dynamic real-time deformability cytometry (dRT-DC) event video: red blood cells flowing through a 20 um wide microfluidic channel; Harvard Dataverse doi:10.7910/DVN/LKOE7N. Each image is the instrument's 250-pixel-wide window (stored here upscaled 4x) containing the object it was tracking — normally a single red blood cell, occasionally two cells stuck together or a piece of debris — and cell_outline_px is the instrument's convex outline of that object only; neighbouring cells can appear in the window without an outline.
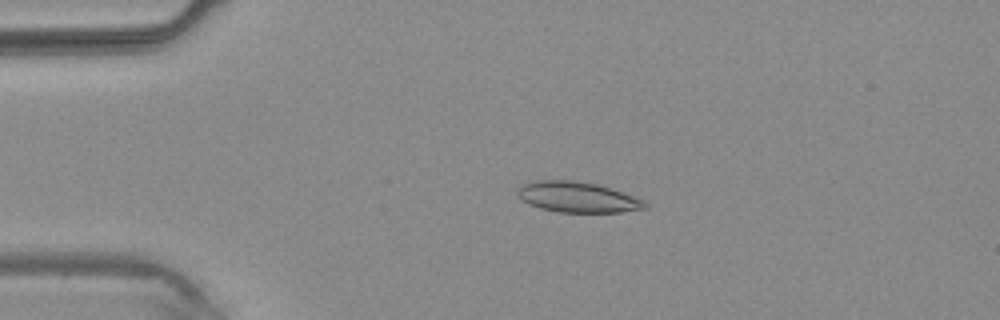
{"species": "common noctule bat (a hibernating species)", "species_latin": "Nyctalus noctula", "temperature_condition": "warm", "stored_images_in_passage": 4, "camera_frame_rate_fps": 3000, "um_per_image_px": 0.085, "animal": {"sex": "male", "body_mass_g": 20.4}, "frame": {"image": 1, "passage_image": 3, "time_ms": 2.667, "image_size_px": [1000, 320], "cell_outline_px": [[648, 208], [620, 212], [560, 212], [540, 208], [528, 204], [520, 200], [516, 192], [516, 188], [524, 184], [536, 180], [572, 180], [596, 184], [612, 188], [644, 200], [648, 204]], "centroid_in_image_um": [49.07, 16.75], "position_along_channel_um": 35.9, "area_um2": 22.83}}